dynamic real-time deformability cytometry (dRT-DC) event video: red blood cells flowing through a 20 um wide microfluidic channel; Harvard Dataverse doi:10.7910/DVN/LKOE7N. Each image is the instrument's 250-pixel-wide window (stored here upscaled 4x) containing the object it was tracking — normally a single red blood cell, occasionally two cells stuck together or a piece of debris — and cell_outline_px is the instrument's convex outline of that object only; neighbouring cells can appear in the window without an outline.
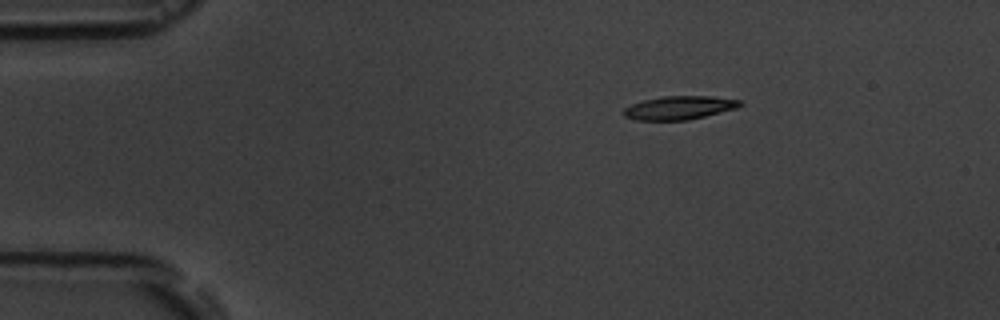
{"species": "common noctule bat (a hibernating species)", "species_latin": "Nyctalus noctula", "temperature_condition": "room temperature", "stored_images_in_passage": 5, "segment_of_instrument_passage": [2, 2], "camera_frame_rate_fps": 3000, "um_per_image_px": 0.085, "animal": {"sex": "male", "body_mass_g": 19.5, "forearm_length_mm": 54.6}, "frame": {"image": 1, "passage_image": 5, "time_ms": 6.333, "image_size_px": [1000, 320], "cell_outline_px": [[744, 104], [736, 108], [688, 120], [636, 120], [624, 116], [620, 112], [624, 108], [632, 104], [644, 100], [664, 96], [708, 96], [740, 100]], "centroid_in_image_um": [57.7, 9.16], "position_along_channel_um": 27.3, "area_um2": 15.84}}